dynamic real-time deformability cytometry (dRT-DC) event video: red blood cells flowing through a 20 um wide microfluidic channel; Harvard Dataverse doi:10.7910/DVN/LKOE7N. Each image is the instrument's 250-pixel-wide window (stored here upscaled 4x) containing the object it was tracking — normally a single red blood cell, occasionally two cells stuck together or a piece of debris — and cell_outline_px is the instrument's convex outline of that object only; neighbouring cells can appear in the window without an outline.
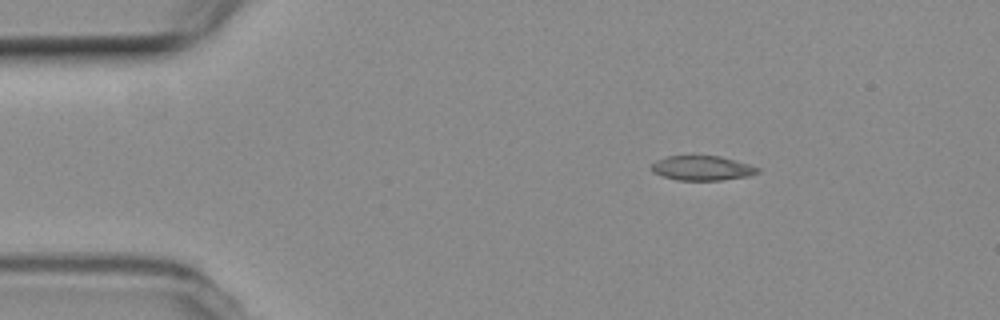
{"species": "common noctule bat (a hibernating species)", "species_latin": "Nyctalus noctula", "temperature_condition": "room temperature", "stored_images_in_passage": 2, "camera_frame_rate_fps": 3000, "um_per_image_px": 0.085, "animal": {"sex": "female", "body_mass_g": 19.3, "forearm_length_mm": 54.1}, "frame": {"image": 1, "passage_image": 1, "time_ms": 0.0, "image_size_px": [1000, 320], "cell_outline_px": [[760, 172], [748, 176], [720, 180], [676, 180], [652, 172], [648, 168], [656, 160], [668, 156], [720, 156], [748, 164], [760, 168]], "centroid_in_image_um": [59.65, 14.29], "position_along_channel_um": 25.4, "area_um2": 15.2}}